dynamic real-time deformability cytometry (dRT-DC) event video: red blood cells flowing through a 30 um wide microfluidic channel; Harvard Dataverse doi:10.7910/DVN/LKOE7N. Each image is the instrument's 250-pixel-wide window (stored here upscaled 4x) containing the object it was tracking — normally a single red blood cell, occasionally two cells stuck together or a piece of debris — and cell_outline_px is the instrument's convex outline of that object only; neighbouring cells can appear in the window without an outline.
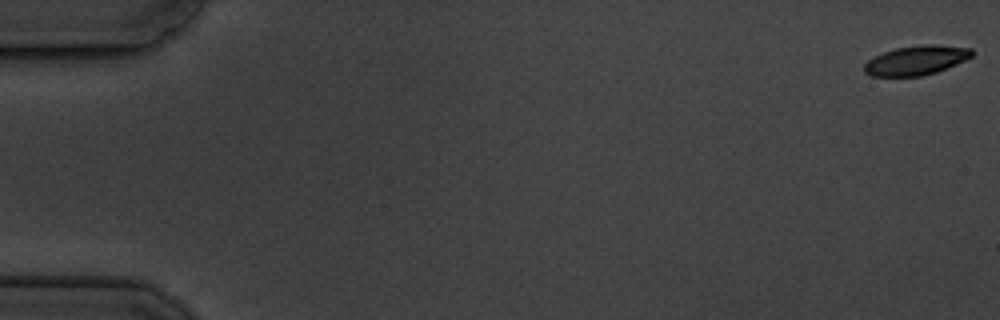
{"species": "common noctule bat (a hibernating species)", "species_latin": "Nyctalus noctula", "temperature_condition": "cold", "stored_images_in_passage": 6, "camera_frame_rate_fps": 3000, "um_per_image_px": 0.085, "animal": {"sex": "male", "body_mass_g": 19.5, "forearm_length_mm": 54.6}, "frame": {"image": 1, "passage_image": 1, "time_ms": 0.0, "image_size_px": [1000, 320], "cell_outline_px": [[972, 56], [956, 64], [936, 72], [920, 76], [872, 76], [864, 72], [864, 64], [868, 60], [884, 52], [896, 48], [924, 44], [932, 44], [972, 48]], "centroid_in_image_um": [77.87, 5.12], "position_along_channel_um": 7.1, "area_um2": 18.21}}
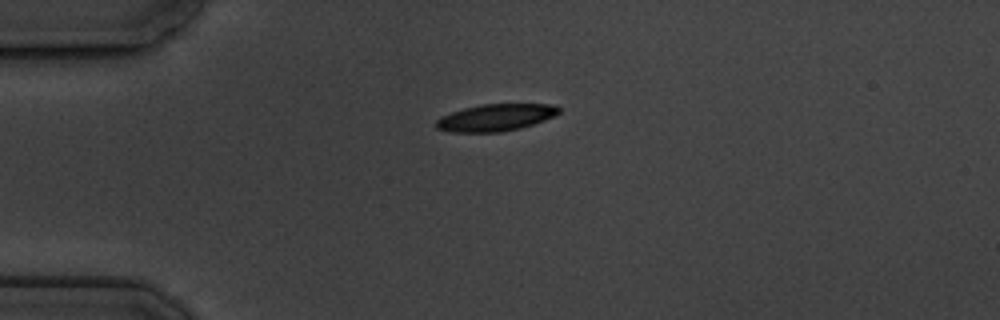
{"frame": {"image": 2, "passage_image": 5, "time_ms": 4.667, "image_size_px": [1000, 320], "cell_outline_px": [[560, 112], [544, 120], [520, 128], [500, 132], [452, 132], [436, 128], [436, 120], [440, 116], [464, 108], [480, 104], [556, 104], [560, 108]], "centroid_in_image_um": [42.12, 9.98], "position_along_channel_um": 42.9, "area_um2": 19.25}}